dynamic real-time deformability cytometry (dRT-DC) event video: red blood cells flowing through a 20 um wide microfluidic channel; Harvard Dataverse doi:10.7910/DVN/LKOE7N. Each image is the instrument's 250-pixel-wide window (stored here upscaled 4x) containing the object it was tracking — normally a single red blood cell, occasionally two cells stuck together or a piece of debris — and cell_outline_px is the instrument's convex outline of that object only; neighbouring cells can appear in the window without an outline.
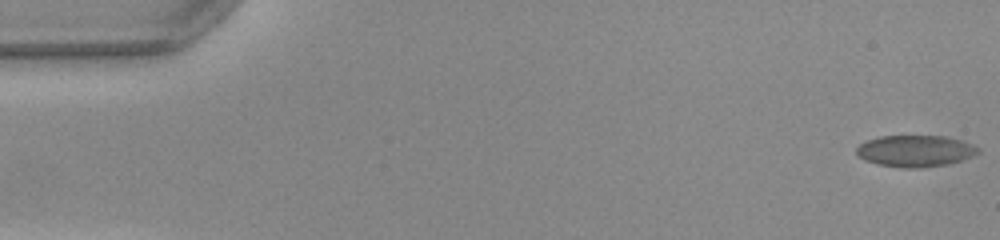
{"species": "common noctule bat (a hibernating species)", "species_latin": "Nyctalus noctula", "temperature_condition": "warm", "stored_images_in_passage": 48, "camera_frame_rate_fps": 3000, "um_per_image_px": 0.085, "animal": {"sex": "female", "body_mass_g": 22.0, "forearm_length_mm": 56.7}, "frame": {"image": 1, "passage_image": 1, "time_ms": 0.0, "image_size_px": [1000, 240], "cell_outline_px": [[980, 152], [960, 160], [948, 164], [920, 168], [904, 168], [876, 164], [864, 160], [856, 152], [856, 148], [860, 144], [868, 140], [880, 136], [944, 136], [960, 140], [972, 144], [980, 148]], "centroid_in_image_um": [77.79, 12.83], "position_along_channel_um": 7.2, "area_um2": 22.25}}
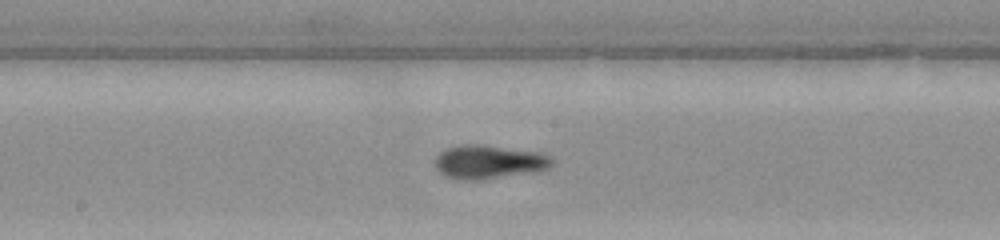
{"frame": {"image": 2, "passage_image": 27, "time_ms": 8.667, "image_size_px": [1000, 240], "cell_outline_px": [[552, 164], [548, 168], [532, 172], [480, 180], [460, 180], [444, 176], [436, 168], [436, 156], [440, 152], [448, 148], [464, 144], [480, 144], [536, 152], [552, 156]], "centroid_in_image_um": [41.52, 13.77], "position_along_channel_um": 206.7, "area_um2": 22.77}}
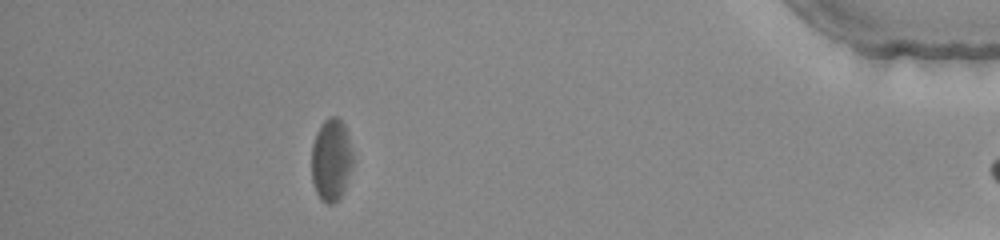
{"frame": {"image": 3, "passage_image": 46, "time_ms": 15.0, "image_size_px": [1000, 240], "cell_outline_px": [[352, 168], [344, 192], [332, 204], [328, 204], [320, 200], [316, 192], [312, 180], [312, 144], [316, 132], [324, 120], [328, 116], [336, 116], [344, 124], [348, 132], [352, 152]], "centroid_in_image_um": [28.16, 13.58], "position_along_channel_um": 407.0, "area_um2": 20.06}, "authors_computed_cell_mechanics": {"area_um2": 21.386, "velocity_mm_per_s": 3.9913, "shape_relaxation_time_tau1_ms": 5.0628, "shape_relaxation_time_tau2_ms": 4.2431, "deformation_change_tau1": 0.1687, "deformation_change_tau2": 0.1109}}